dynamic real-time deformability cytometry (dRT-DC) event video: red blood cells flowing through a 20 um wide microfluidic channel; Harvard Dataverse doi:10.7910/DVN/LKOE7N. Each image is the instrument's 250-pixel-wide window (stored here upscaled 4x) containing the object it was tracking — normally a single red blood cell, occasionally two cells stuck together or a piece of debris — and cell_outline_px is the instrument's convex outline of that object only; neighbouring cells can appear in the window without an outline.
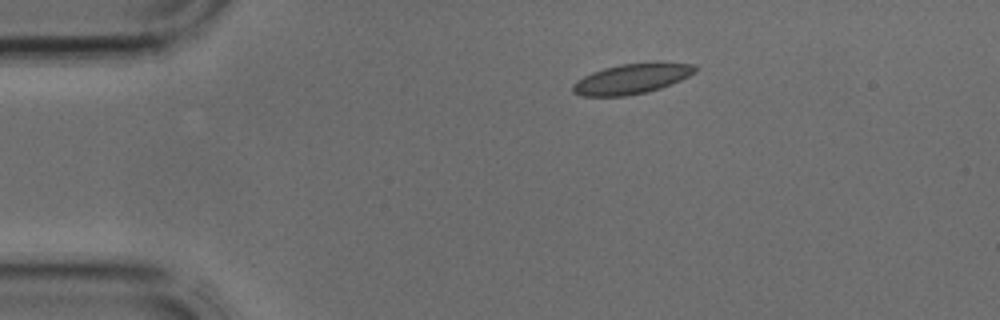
{"species": "common noctule bat (a hibernating species)", "species_latin": "Nyctalus noctula", "temperature_condition": "cold", "stored_images_in_passage": 3, "camera_frame_rate_fps": 3000, "um_per_image_px": 0.085, "animal": {"sex": "male", "body_mass_g": 17.9, "forearm_length_mm": 54.2}, "frame": {"image": 1, "passage_image": 1, "time_ms": 0.0, "image_size_px": [1000, 320], "cell_outline_px": [[696, 72], [680, 80], [660, 88], [644, 92], [624, 96], [580, 96], [572, 92], [572, 84], [576, 80], [592, 72], [604, 68], [620, 64], [652, 60], [692, 64], [696, 68]], "centroid_in_image_um": [53.68, 6.66], "position_along_channel_um": 31.3, "area_um2": 21.85}}